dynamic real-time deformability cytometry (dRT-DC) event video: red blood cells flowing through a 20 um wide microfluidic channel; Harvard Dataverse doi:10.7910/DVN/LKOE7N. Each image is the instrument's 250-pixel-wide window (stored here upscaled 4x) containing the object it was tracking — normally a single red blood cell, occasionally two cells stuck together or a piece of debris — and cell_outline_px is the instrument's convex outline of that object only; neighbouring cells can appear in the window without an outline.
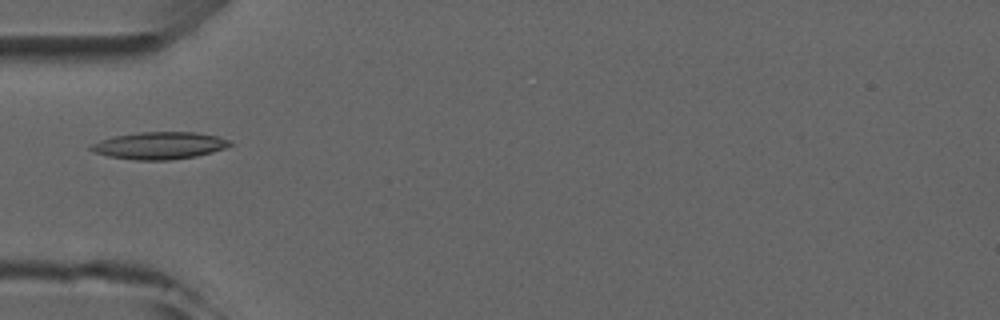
{"species": "common noctule bat (a hibernating species)", "species_latin": "Nyctalus noctula", "temperature_condition": "room temperature", "stored_images_in_passage": 4, "camera_frame_rate_fps": 3000, "um_per_image_px": 0.085, "animal": {"sex": "male", "forearm_length_mm": 52.5}, "frame": {"image": 1, "passage_image": 4, "time_ms": 3.333, "image_size_px": [1000, 320], "cell_outline_px": [[232, 144], [224, 148], [212, 152], [196, 156], [168, 160], [136, 160], [108, 156], [92, 152], [88, 148], [92, 144], [100, 140], [112, 136], [140, 132], [196, 132], [216, 136], [232, 140]], "centroid_in_image_um": [13.53, 12.37], "position_along_channel_um": 71.5, "area_um2": 22.08}}